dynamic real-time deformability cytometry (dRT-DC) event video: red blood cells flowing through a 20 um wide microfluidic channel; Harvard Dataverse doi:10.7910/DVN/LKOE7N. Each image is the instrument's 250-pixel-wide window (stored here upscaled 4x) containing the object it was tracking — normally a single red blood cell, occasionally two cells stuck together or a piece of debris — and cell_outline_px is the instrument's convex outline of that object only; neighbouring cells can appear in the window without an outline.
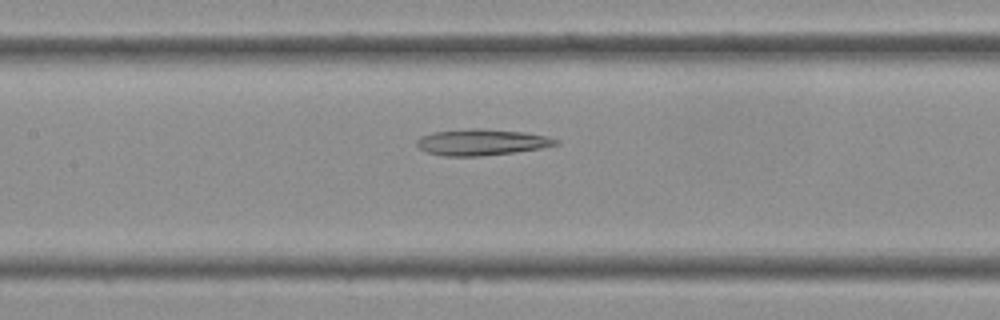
{"species": "Egyptian fruit bat (a non-hibernating species)", "species_latin": "Rousettus aegyptiacus", "temperature_condition": "cold", "stored_images_in_passage": 29, "camera_frame_rate_fps": 3000, "um_per_image_px": 0.085, "frame": {"image": 1, "passage_image": 7, "time_ms": 2.0, "image_size_px": [1000, 320], "cell_outline_px": [[560, 144], [540, 148], [512, 152], [480, 156], [444, 156], [428, 152], [420, 148], [416, 144], [416, 140], [420, 136], [432, 132], [472, 128], [480, 128], [524, 132], [544, 136], [560, 140]], "centroid_in_image_um": [40.91, 12.08], "position_along_channel_um": 166.5, "area_um2": 21.1}}
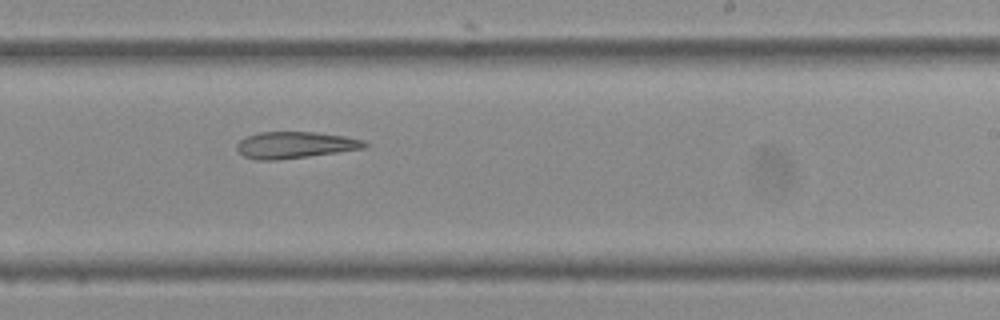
{"frame": {"image": 2, "passage_image": 13, "time_ms": 4.0, "image_size_px": [1000, 320], "cell_outline_px": [[368, 148], [308, 156], [276, 160], [256, 160], [244, 156], [236, 148], [236, 144], [244, 136], [260, 132], [316, 132], [344, 136], [364, 140], [368, 144]], "centroid_in_image_um": [25.08, 12.32], "position_along_channel_um": 263.9, "area_um2": 19.88}}
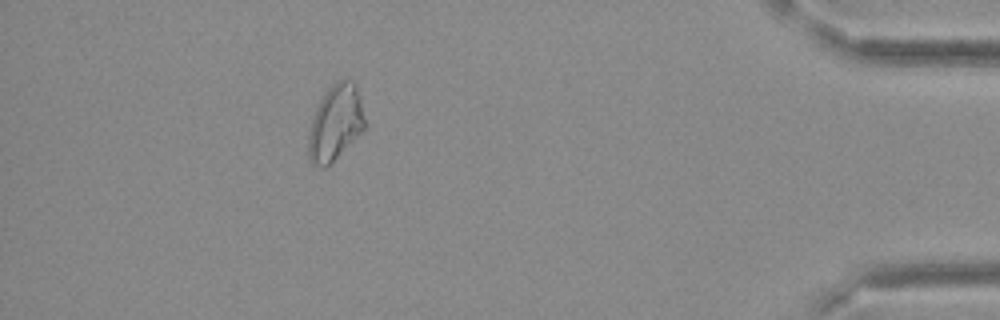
{"frame": {"image": 3, "passage_image": 25, "time_ms": 8.0, "image_size_px": [1000, 320], "cell_outline_px": [[364, 128], [324, 168], [320, 168], [312, 164], [308, 160], [308, 136], [312, 116], [324, 92], [336, 80], [344, 76], [356, 80], [360, 96], [364, 120]], "centroid_in_image_um": [28.48, 10.34], "position_along_channel_um": 406.7, "area_um2": 24.85}}